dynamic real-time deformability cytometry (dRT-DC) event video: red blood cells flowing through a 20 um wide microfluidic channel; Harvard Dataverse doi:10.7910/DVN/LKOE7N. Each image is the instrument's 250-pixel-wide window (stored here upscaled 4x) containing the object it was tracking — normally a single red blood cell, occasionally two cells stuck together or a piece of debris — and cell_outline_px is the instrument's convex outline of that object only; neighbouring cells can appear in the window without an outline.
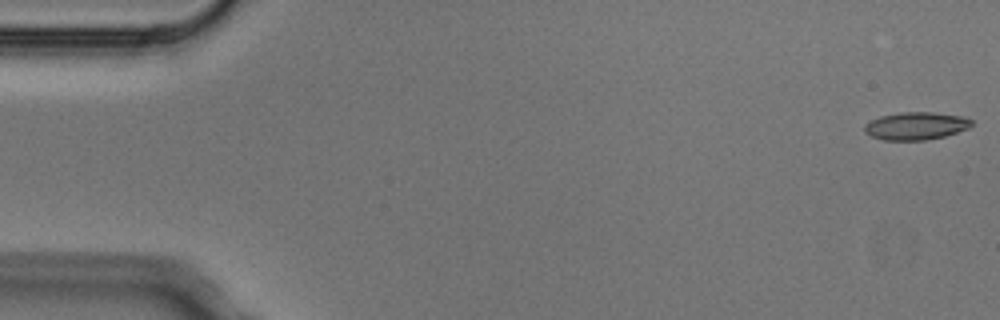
{"species": "Egyptian fruit bat (a non-hibernating species)", "species_latin": "Rousettus aegyptiacus", "temperature_condition": "cold", "stored_images_in_passage": 9, "camera_frame_rate_fps": 3000, "um_per_image_px": 0.085, "animal": {"sex": "male"}, "frame": {"image": 1, "passage_image": 1, "time_ms": 0.0, "image_size_px": [1000, 320], "cell_outline_px": [[972, 124], [968, 128], [944, 136], [924, 140], [884, 140], [872, 136], [864, 132], [864, 124], [880, 116], [900, 112], [932, 112], [960, 116], [972, 120]], "centroid_in_image_um": [77.82, 10.7], "position_along_channel_um": 7.2, "area_um2": 17.11}}
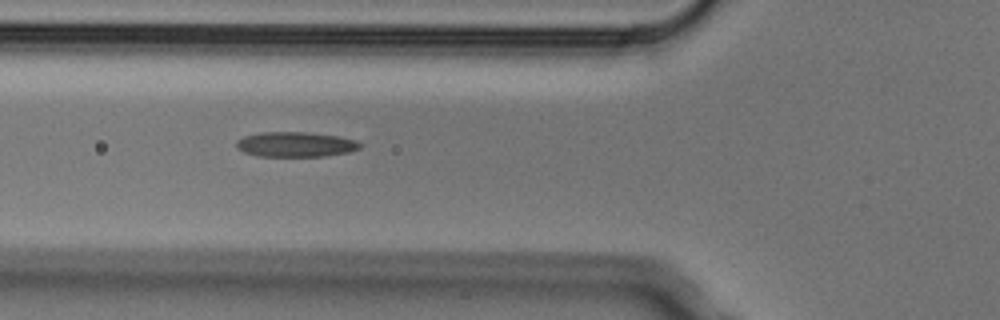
{"frame": {"image": 2, "passage_image": 5, "time_ms": 1.333, "image_size_px": [1000, 320], "cell_outline_px": [[364, 144], [360, 148], [348, 152], [324, 156], [256, 156], [244, 152], [236, 148], [236, 140], [244, 136], [260, 132], [308, 132], [340, 136], [356, 140]], "centroid_in_image_um": [25.13, 12.27], "position_along_channel_um": 100.7, "area_um2": 18.21}}
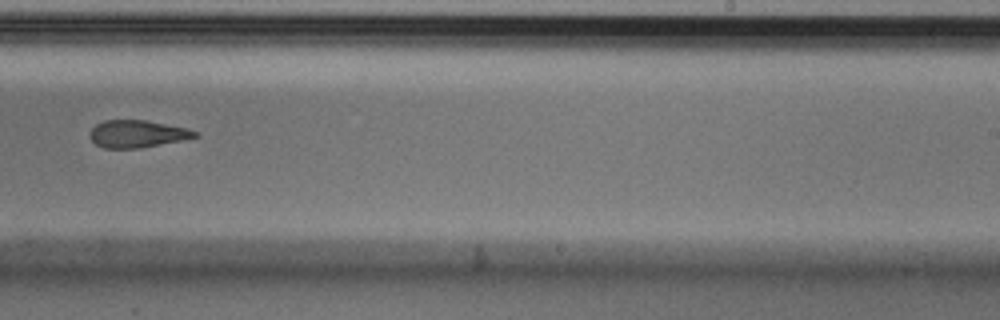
{"frame": {"image": 3, "passage_image": 9, "time_ms": 2.667, "image_size_px": [1000, 320], "cell_outline_px": [[200, 136], [184, 140], [140, 148], [104, 148], [96, 144], [88, 136], [92, 128], [96, 124], [104, 120], [144, 120], [188, 128], [196, 132]], "centroid_in_image_um": [11.67, 11.38], "position_along_channel_um": 277.3, "area_um2": 16.76}}